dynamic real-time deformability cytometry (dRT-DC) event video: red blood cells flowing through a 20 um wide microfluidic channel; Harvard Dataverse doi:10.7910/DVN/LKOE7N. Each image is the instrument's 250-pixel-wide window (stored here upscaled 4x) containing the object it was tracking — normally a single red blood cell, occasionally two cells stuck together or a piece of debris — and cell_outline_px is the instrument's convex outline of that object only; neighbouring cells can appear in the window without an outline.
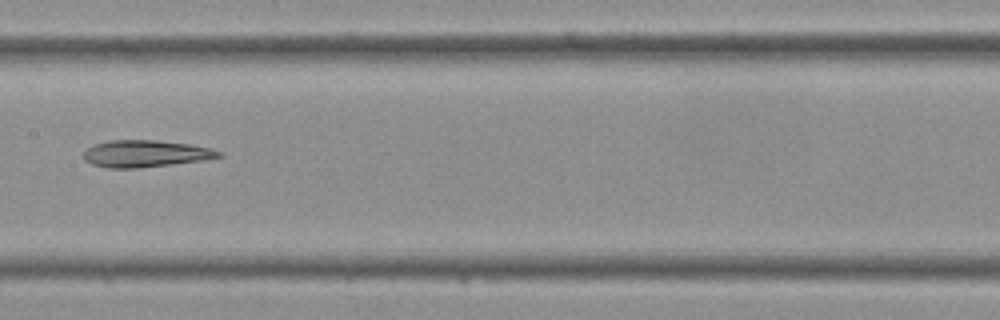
{"species": "Egyptian fruit bat (a non-hibernating species)", "species_latin": "Rousettus aegyptiacus", "temperature_condition": "cold", "stored_images_in_passage": 29, "camera_frame_rate_fps": 3000, "um_per_image_px": 0.085, "frame": {"image": 1, "passage_image": 9, "time_ms": 2.667, "image_size_px": [1000, 320], "cell_outline_px": [[224, 156], [204, 160], [172, 164], [136, 168], [108, 168], [92, 164], [84, 160], [84, 152], [88, 148], [96, 144], [108, 140], [156, 140], [188, 144], [212, 148], [224, 152]], "centroid_in_image_um": [12.41, 13.06], "position_along_channel_um": 195.0, "area_um2": 21.21}}